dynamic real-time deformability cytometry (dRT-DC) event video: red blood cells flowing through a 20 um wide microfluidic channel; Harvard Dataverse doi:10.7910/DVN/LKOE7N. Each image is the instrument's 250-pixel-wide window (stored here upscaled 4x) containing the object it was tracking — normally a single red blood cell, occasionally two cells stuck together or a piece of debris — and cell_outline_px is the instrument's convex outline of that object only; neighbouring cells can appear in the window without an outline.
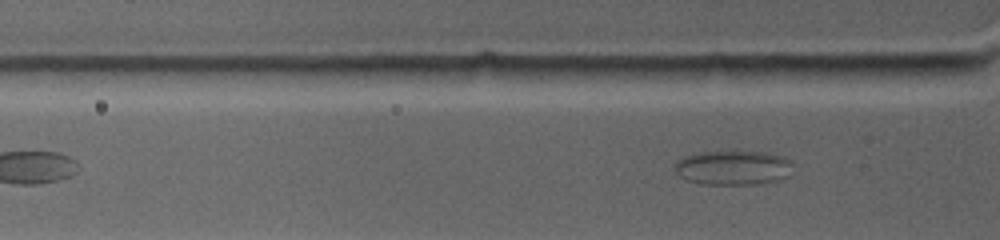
{"species": "common noctule bat (a hibernating species)", "species_latin": "Nyctalus noctula", "temperature_condition": "warm", "stored_images_in_passage": 6, "segment_of_instrument_passage": [2, 2], "camera_frame_rate_fps": 4500, "um_per_image_px": 0.085, "animal": {"sex": "female", "body_mass_g": 19.0, "forearm_length_mm": 53.3}, "frame": {"image": 1, "passage_image": 6, "time_ms": 4.222, "image_size_px": [1000, 240], "cell_outline_px": [[788, 164], [784, 176], [776, 180], [752, 184], [704, 184], [688, 180], [680, 176], [676, 172], [676, 164], [684, 156], [696, 152], [732, 148], [768, 152], [784, 156], [788, 160]], "centroid_in_image_um": [62.23, 14.18], "position_along_channel_um": 63.6, "area_um2": 23.93}}